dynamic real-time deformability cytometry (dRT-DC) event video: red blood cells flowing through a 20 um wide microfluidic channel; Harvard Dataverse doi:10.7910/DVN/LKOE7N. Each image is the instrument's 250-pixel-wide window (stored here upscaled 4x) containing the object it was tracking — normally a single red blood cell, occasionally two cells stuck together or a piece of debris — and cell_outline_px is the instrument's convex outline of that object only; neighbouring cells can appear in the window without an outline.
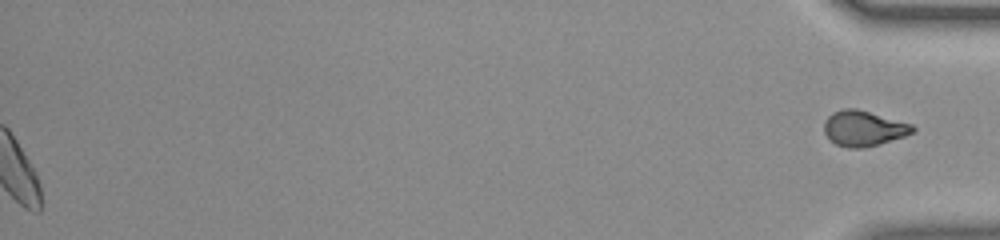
{"species": "common noctule bat (a hibernating species)", "species_latin": "Nyctalus noctula", "temperature_condition": "room temperature", "stored_images_in_passage": 48, "segment_of_instrument_passage": [2, 2], "camera_frame_rate_fps": 3000, "um_per_image_px": 0.085, "animal": {"sex": "female", "body_mass_g": 23.0, "forearm_length_mm": 53.4}, "frame": {"image": 1, "passage_image": 48, "time_ms": 15.667, "image_size_px": [1000, 240], "cell_outline_px": [[916, 132], [904, 136], [864, 148], [848, 148], [836, 144], [828, 140], [824, 132], [824, 120], [832, 112], [844, 108], [856, 108], [912, 124], [916, 128]], "centroid_in_image_um": [73.38, 10.91], "position_along_channel_um": 361.8, "area_um2": 18.38}}